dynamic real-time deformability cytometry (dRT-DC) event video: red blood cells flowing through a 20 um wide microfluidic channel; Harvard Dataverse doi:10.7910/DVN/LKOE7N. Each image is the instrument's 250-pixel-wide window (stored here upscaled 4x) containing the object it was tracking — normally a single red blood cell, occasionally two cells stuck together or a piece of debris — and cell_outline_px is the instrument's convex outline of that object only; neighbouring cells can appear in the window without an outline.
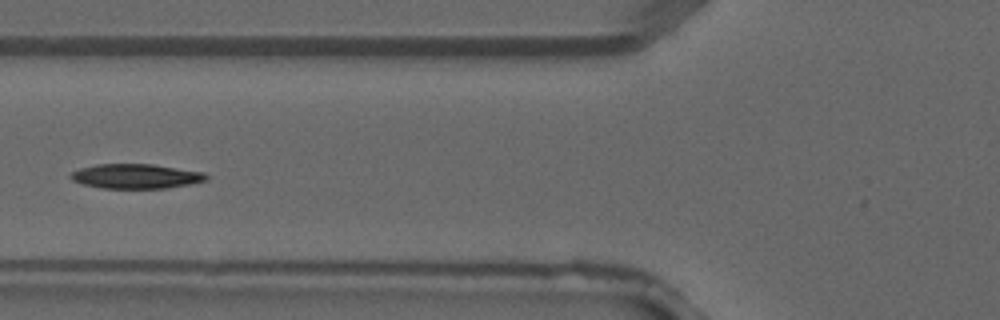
{"species": "common noctule bat (a hibernating species)", "species_latin": "Nyctalus noctula", "temperature_condition": "warm", "stored_images_in_passage": 2, "camera_frame_rate_fps": 3000, "um_per_image_px": 0.085, "animal": {"sex": "male", "forearm_length_mm": 52.5}, "frame": {"image": 1, "passage_image": 2, "time_ms": 0.333, "image_size_px": [1000, 320], "cell_outline_px": [[208, 180], [168, 188], [100, 188], [84, 184], [72, 180], [68, 176], [72, 172], [80, 168], [96, 164], [152, 164], [204, 172], [208, 176]], "centroid_in_image_um": [11.54, 14.98], "position_along_channel_um": 114.3, "area_um2": 19.42}}